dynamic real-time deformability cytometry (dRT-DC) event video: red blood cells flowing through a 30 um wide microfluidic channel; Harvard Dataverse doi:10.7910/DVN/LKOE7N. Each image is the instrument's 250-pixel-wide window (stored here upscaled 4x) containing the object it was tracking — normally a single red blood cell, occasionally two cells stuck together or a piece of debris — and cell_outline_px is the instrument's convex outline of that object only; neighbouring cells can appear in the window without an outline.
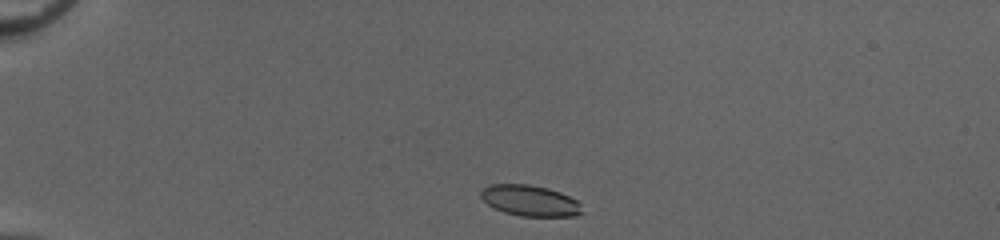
{"species": "common noctule bat (a hibernating species)", "species_latin": "Nyctalus noctula", "temperature_condition": "cold", "stored_images_in_passage": 40, "camera_frame_rate_fps": 3000, "um_per_image_px": 0.085, "animal": {"sex": "female", "body_mass_g": 20.0, "forearm_length_mm": 54.0}, "frame": {"image": 1, "passage_image": 1, "time_ms": 0.0, "image_size_px": [1000, 240], "cell_outline_px": [[584, 212], [576, 216], [520, 216], [504, 212], [488, 204], [480, 196], [480, 192], [488, 184], [528, 184], [548, 188], [560, 192], [576, 200], [580, 204]], "centroid_in_image_um": [45.06, 17.05], "position_along_channel_um": 39.9, "area_um2": 18.21}}
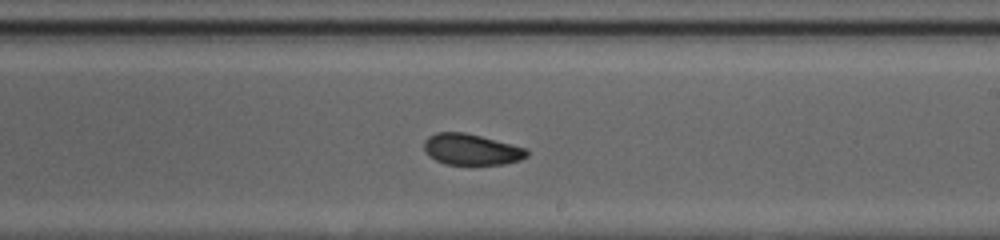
{"frame": {"image": 2, "passage_image": 21, "time_ms": 6.667, "image_size_px": [1000, 240], "cell_outline_px": [[528, 156], [520, 160], [504, 164], [444, 164], [428, 156], [424, 152], [424, 140], [428, 136], [436, 132], [464, 132], [528, 148]], "centroid_in_image_um": [40.05, 12.7], "position_along_channel_um": 249.0, "area_um2": 18.73}}
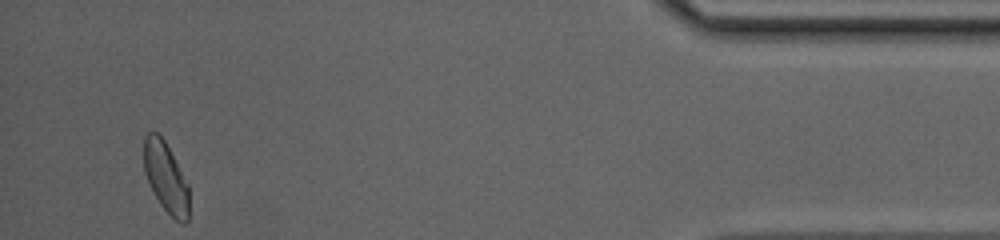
{"frame": {"image": 3, "passage_image": 38, "time_ms": 12.333, "image_size_px": [1000, 240], "cell_outline_px": [[188, 220], [184, 224], [176, 220], [160, 204], [144, 172], [144, 136], [148, 132], [156, 132], [164, 140], [188, 184]], "centroid_in_image_um": [14.09, 15.07], "position_along_channel_um": 421.1, "area_um2": 18.03}, "authors_computed_cell_mechanics": {"area_um2": 19.1896, "velocity_mm_per_s": 4.0715, "shape_relaxation_time_tau1_ms": null, "shape_relaxation_time_tau2_ms": 2.3285, "deformation_change_tau1": null, "deformation_change_tau2": 0.0605}}